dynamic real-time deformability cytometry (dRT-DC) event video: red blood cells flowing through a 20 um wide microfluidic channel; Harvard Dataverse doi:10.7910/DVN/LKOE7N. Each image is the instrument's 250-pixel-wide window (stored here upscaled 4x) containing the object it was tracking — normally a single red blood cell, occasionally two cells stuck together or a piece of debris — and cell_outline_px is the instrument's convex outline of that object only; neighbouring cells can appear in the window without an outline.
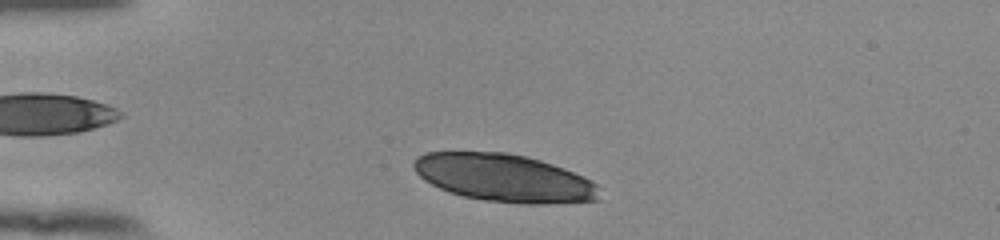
{"species": "human", "species_latin": "Homo sapiens", "temperature_condition": "room temperature", "stored_images_in_passage": 36, "camera_frame_rate_fps": 3000, "um_per_image_px": 0.085, "donor": {"sex": "female"}, "frame": {"image": 1, "passage_image": 3, "time_ms": 0.667, "image_size_px": [1000, 240], "cell_outline_px": [[600, 200], [544, 204], [524, 204], [484, 200], [464, 196], [448, 192], [424, 180], [416, 172], [412, 164], [416, 156], [428, 152], [508, 152], [540, 160], [552, 164], [592, 180], [596, 184]], "centroid_in_image_um": [42.83, 15.12], "position_along_channel_um": 42.2, "area_um2": 51.44}}